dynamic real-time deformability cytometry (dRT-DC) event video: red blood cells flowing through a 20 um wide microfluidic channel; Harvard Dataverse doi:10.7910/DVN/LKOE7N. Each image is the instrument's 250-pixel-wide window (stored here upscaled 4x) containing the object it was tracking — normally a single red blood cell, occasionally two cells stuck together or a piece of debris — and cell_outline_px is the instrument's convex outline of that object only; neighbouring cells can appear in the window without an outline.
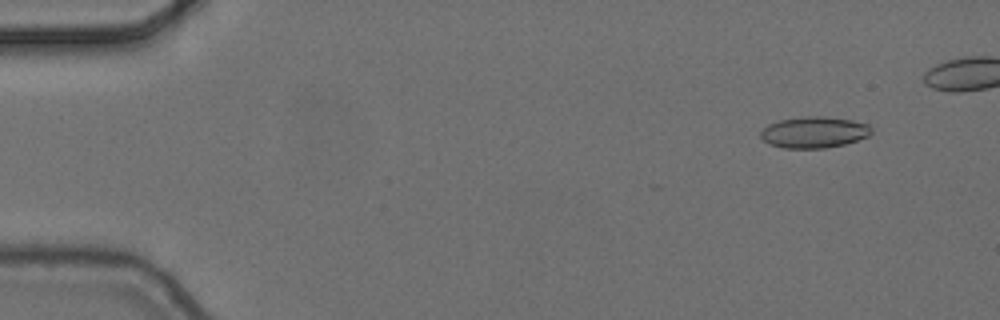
{"species": "common noctule bat (a hibernating species)", "species_latin": "Nyctalus noctula", "temperature_condition": "cold", "stored_images_in_passage": 5, "camera_frame_rate_fps": 3000, "um_per_image_px": 0.085, "animal": {"sex": "female", "body_mass_g": 24.6, "forearm_length_mm": 56.2}, "frame": {"image": 1, "passage_image": 2, "time_ms": 0.333, "image_size_px": [1000, 320], "cell_outline_px": [[872, 132], [868, 136], [844, 144], [824, 148], [784, 148], [768, 144], [760, 136], [760, 132], [768, 124], [776, 120], [808, 116], [824, 116], [852, 120], [868, 124], [872, 128]], "centroid_in_image_um": [69.17, 11.23], "position_along_channel_um": 15.8, "area_um2": 20.23}}
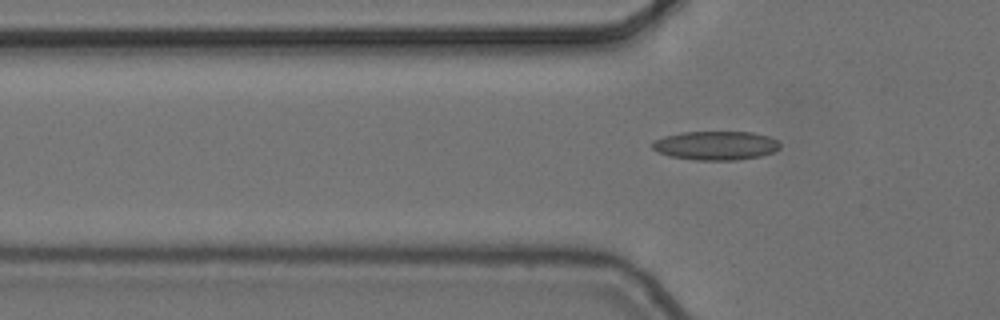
{"frame": {"image": 2, "passage_image": 5, "time_ms": 1.333, "image_size_px": [1000, 320], "cell_outline_px": [[780, 148], [772, 152], [760, 156], [736, 160], [696, 160], [668, 156], [656, 152], [652, 148], [652, 140], [664, 136], [680, 132], [752, 132], [768, 136], [776, 140], [780, 144]], "centroid_in_image_um": [60.79, 12.37], "position_along_channel_um": 65.0, "area_um2": 21.62}}